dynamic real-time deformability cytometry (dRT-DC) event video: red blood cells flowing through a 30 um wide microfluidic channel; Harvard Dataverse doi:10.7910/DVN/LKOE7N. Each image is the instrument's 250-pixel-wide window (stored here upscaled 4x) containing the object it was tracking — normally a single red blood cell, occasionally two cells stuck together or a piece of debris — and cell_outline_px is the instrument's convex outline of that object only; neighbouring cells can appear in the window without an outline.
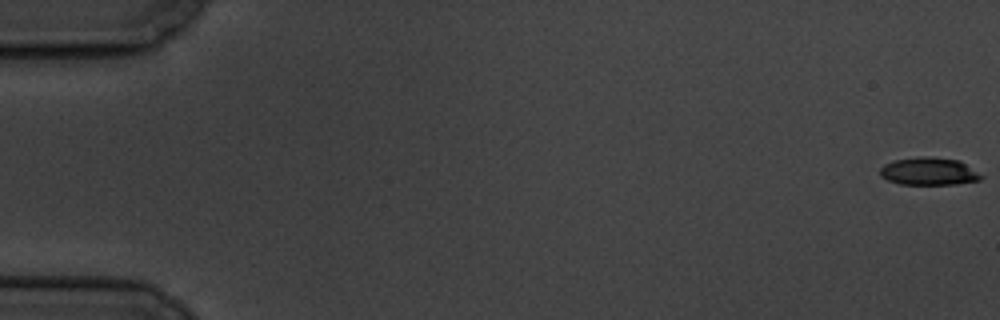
{"species": "common noctule bat (a hibernating species)", "species_latin": "Nyctalus noctula", "temperature_condition": "cold", "stored_images_in_passage": 6, "camera_frame_rate_fps": 3000, "um_per_image_px": 0.085, "animal": {"sex": "male", "body_mass_g": 19.5, "forearm_length_mm": 54.6}, "frame": {"image": 1, "passage_image": 1, "time_ms": 0.0, "image_size_px": [1000, 320], "cell_outline_px": [[984, 176], [980, 180], [956, 184], [900, 184], [888, 180], [880, 176], [880, 168], [884, 164], [896, 160], [920, 156], [924, 156], [960, 160]], "centroid_in_image_um": [78.96, 14.56], "position_along_channel_um": 6.0, "area_um2": 16.24}}